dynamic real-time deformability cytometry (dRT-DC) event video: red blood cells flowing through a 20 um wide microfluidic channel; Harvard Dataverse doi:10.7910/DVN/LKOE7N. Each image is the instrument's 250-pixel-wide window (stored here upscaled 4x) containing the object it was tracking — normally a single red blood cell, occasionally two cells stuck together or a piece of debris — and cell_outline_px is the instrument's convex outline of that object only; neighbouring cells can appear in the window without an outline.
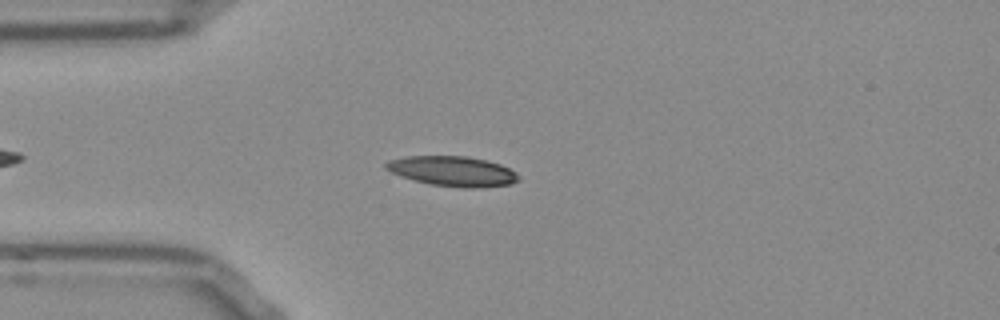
{"species": "Egyptian fruit bat (a non-hibernating species)", "species_latin": "Rousettus aegyptiacus", "temperature_condition": "room temperature", "stored_images_in_passage": 12, "camera_frame_rate_fps": 3000, "um_per_image_px": 0.085, "frame": {"image": 1, "passage_image": 9, "time_ms": 2.667, "image_size_px": [1000, 320], "cell_outline_px": [[520, 180], [512, 184], [480, 188], [464, 188], [432, 184], [400, 176], [384, 168], [384, 164], [388, 160], [408, 156], [468, 156], [500, 164], [516, 172], [520, 176]], "centroid_in_image_um": [38.5, 14.55], "position_along_channel_um": 46.5, "area_um2": 23.18}}